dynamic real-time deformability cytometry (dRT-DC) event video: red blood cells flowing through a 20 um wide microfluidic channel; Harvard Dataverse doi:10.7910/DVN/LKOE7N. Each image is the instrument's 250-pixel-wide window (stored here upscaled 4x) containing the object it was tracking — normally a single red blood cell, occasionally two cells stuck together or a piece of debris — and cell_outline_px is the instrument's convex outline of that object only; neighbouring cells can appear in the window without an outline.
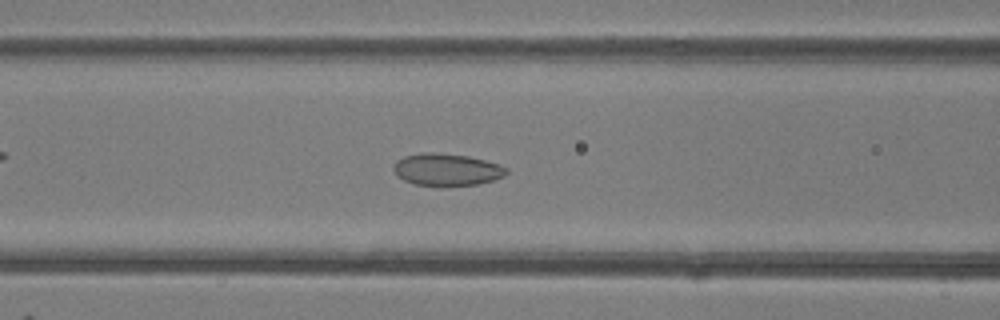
{"species": "common noctule bat (a hibernating species)", "species_latin": "Nyctalus noctula", "temperature_condition": "room temperature", "stored_images_in_passage": 49, "camera_frame_rate_fps": 3000, "um_per_image_px": 0.085, "animal": {"sex": "female"}, "frame": {"image": 1, "passage_image": 20, "time_ms": 6.333, "image_size_px": [1000, 320], "cell_outline_px": [[508, 172], [504, 176], [492, 180], [476, 184], [416, 184], [404, 180], [396, 176], [392, 168], [396, 160], [404, 156], [420, 152], [432, 152], [468, 156], [500, 164], [508, 168]], "centroid_in_image_um": [37.95, 14.38], "position_along_channel_um": 128.7, "area_um2": 20.81}}
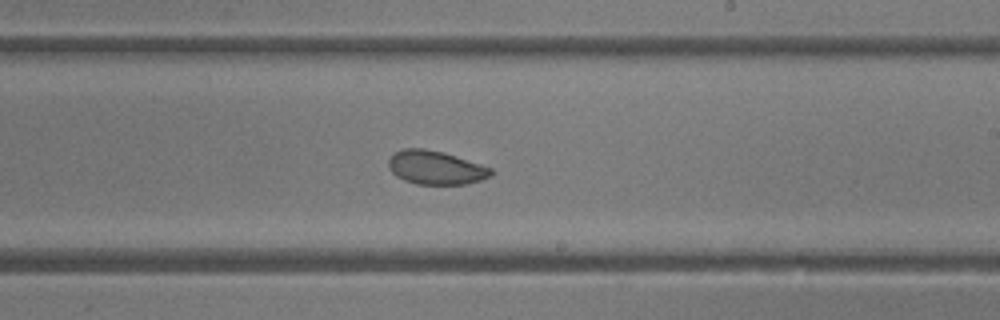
{"frame": {"image": 2, "passage_image": 29, "time_ms": 9.333, "image_size_px": [1000, 320], "cell_outline_px": [[496, 172], [492, 176], [480, 180], [464, 184], [416, 184], [404, 180], [396, 176], [392, 172], [388, 164], [388, 160], [396, 152], [404, 148], [424, 148], [444, 152], [492, 168]], "centroid_in_image_um": [37.06, 14.25], "position_along_channel_um": 251.9, "area_um2": 20.11}}
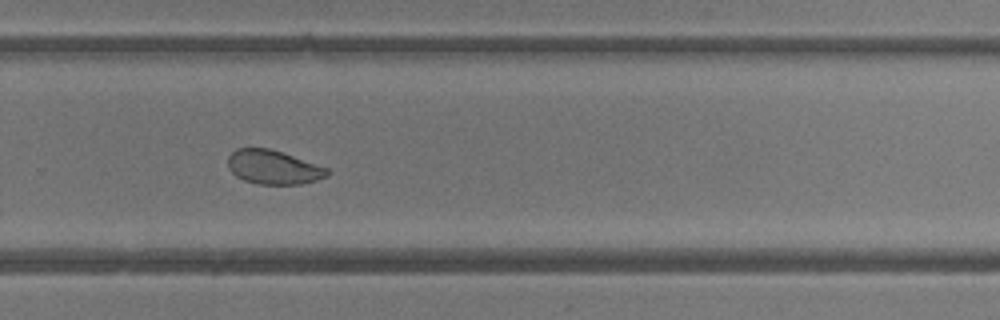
{"frame": {"image": 3, "passage_image": 33, "time_ms": 10.667, "image_size_px": [1000, 320], "cell_outline_px": [[328, 176], [316, 180], [300, 184], [256, 184], [244, 180], [236, 176], [228, 168], [228, 156], [236, 148], [272, 148], [328, 168]], "centroid_in_image_um": [23.22, 14.2], "position_along_channel_um": 306.6, "area_um2": 19.77}, "authors_computed_cell_mechanics": {"area_um2": 22.4842, "velocity_mm_per_s": 4.12, "shape_relaxation_time_tau1_ms": 5.9422, "shape_relaxation_time_tau2_ms": 1.4906, "deformation_change_tau1": 0.0892, "deformation_change_tau2": 0.0434}}